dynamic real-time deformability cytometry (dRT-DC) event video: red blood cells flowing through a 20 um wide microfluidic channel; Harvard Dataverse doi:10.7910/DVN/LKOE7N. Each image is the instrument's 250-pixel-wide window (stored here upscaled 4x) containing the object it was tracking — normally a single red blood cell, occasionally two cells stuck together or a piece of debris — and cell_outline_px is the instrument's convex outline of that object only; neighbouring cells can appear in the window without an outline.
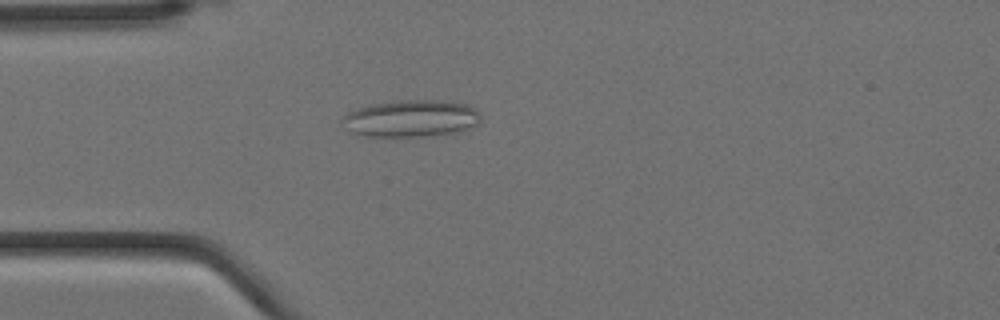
{"species": "Egyptian fruit bat (a non-hibernating species)", "species_latin": "Rousettus aegyptiacus", "temperature_condition": "cold", "stored_images_in_passage": 6, "camera_frame_rate_fps": 3000, "um_per_image_px": 0.085, "animal": {"sex": "female"}, "frame": {"image": 1, "passage_image": 5, "time_ms": 1.333, "image_size_px": [1000, 320], "cell_outline_px": [[480, 124], [452, 132], [424, 136], [368, 136], [352, 132], [348, 128], [344, 116], [348, 112], [372, 104], [400, 100], [440, 100], [464, 104], [472, 108], [480, 116]], "centroid_in_image_um": [34.96, 10.06], "position_along_channel_um": 50.0, "area_um2": 28.96}}